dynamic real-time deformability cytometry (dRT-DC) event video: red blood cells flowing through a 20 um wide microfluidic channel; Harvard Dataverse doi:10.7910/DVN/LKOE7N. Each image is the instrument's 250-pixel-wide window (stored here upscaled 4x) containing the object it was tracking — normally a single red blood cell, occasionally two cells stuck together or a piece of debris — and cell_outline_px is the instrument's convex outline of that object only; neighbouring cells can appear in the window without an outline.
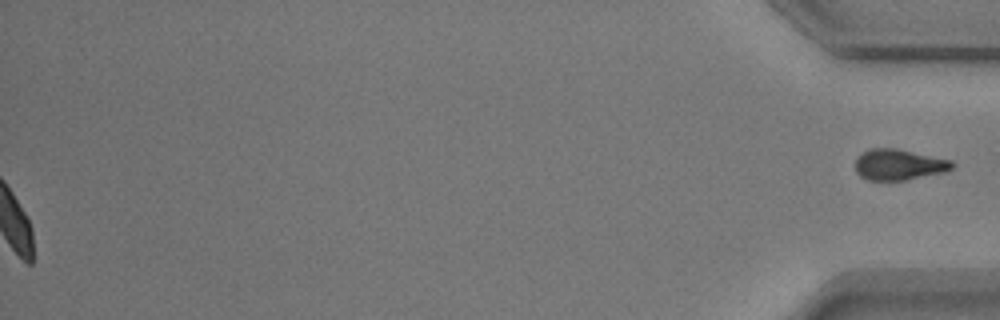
{"species": "common noctule bat (a hibernating species)", "species_latin": "Nyctalus noctula", "temperature_condition": "warm", "stored_images_in_passage": 45, "segment_of_instrument_passage": [2, 2], "camera_frame_rate_fps": 3000, "um_per_image_px": 0.085, "animal": {"sex": "male", "body_mass_g": 17.9}, "frame": {"image": 1, "passage_image": 45, "time_ms": 14.667, "image_size_px": [1000, 320], "cell_outline_px": [[956, 164], [952, 168], [944, 172], [904, 180], [868, 180], [860, 176], [856, 172], [856, 160], [868, 148], [896, 148], [952, 160]], "centroid_in_image_um": [76.42, 13.99], "position_along_channel_um": 358.8, "area_um2": 17.34}}